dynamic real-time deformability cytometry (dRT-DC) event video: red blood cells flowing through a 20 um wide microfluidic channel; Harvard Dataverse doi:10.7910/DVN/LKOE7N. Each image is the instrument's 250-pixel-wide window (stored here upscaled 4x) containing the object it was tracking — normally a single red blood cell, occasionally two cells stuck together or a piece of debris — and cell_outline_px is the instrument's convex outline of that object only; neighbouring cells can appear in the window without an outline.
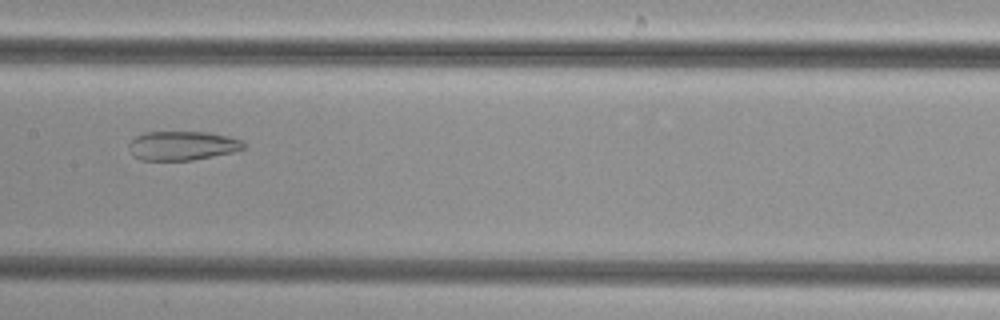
{"species": "common noctule bat (a hibernating species)", "species_latin": "Nyctalus noctula", "temperature_condition": "cold", "stored_images_in_passage": 49, "camera_frame_rate_fps": 3000, "um_per_image_px": 0.085, "animal": {"sex": "female", "body_mass_g": 29.2, "forearm_length_mm": 56.3}, "frame": {"image": 1, "passage_image": 24, "time_ms": 7.667, "image_size_px": [1000, 320], "cell_outline_px": [[244, 148], [232, 152], [192, 160], [140, 160], [132, 156], [128, 148], [128, 144], [136, 136], [144, 132], [208, 132], [228, 136], [244, 140]], "centroid_in_image_um": [15.47, 12.38], "position_along_channel_um": 191.9, "area_um2": 19.54}}
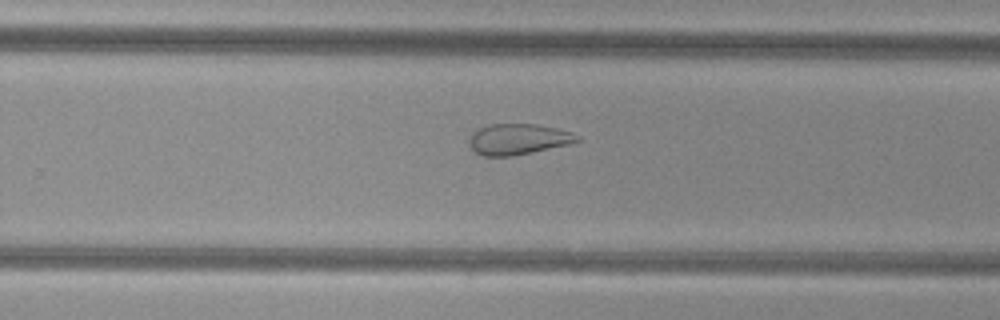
{"frame": {"image": 2, "passage_image": 31, "time_ms": 10.0, "image_size_px": [1000, 320], "cell_outline_px": [[584, 140], [568, 144], [532, 152], [512, 156], [484, 156], [476, 152], [468, 144], [468, 140], [472, 132], [488, 124], [536, 124], [556, 128], [572, 132], [580, 136]], "centroid_in_image_um": [44.05, 11.82], "position_along_channel_um": 285.7, "area_um2": 19.48}}
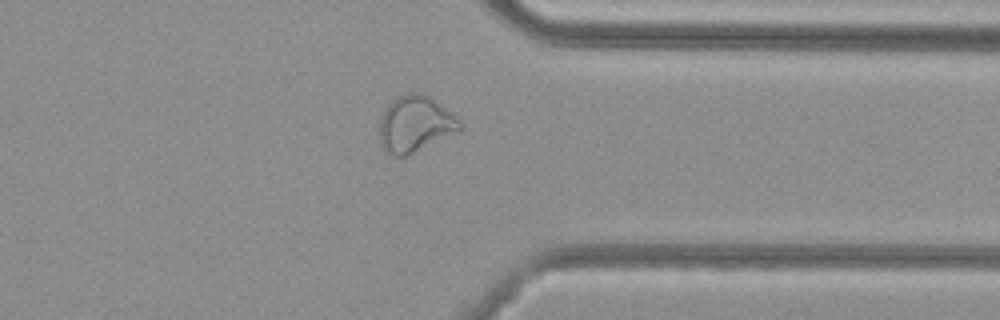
{"frame": {"image": 3, "passage_image": 38, "time_ms": 12.333, "image_size_px": [1000, 320], "cell_outline_px": [[460, 128], [404, 156], [392, 156], [384, 152], [380, 144], [380, 116], [388, 104], [396, 96], [408, 92], [420, 92], [436, 100], [460, 120]], "centroid_in_image_um": [35.2, 10.49], "position_along_channel_um": 376.2, "area_um2": 25.72}}